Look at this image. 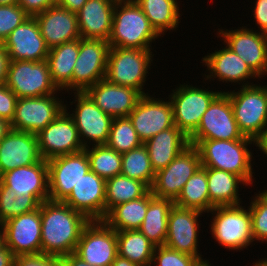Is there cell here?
<instances>
[{"label":"cell","instance_id":"cell-52","mask_svg":"<svg viewBox=\"0 0 267 266\" xmlns=\"http://www.w3.org/2000/svg\"><path fill=\"white\" fill-rule=\"evenodd\" d=\"M254 145L267 157V126L254 139Z\"/></svg>","mask_w":267,"mask_h":266},{"label":"cell","instance_id":"cell-21","mask_svg":"<svg viewBox=\"0 0 267 266\" xmlns=\"http://www.w3.org/2000/svg\"><path fill=\"white\" fill-rule=\"evenodd\" d=\"M225 47H221L220 50H215L214 52L208 53L206 56L202 57V64H204L207 69L205 78L206 81L218 80L220 83H233V86L240 85L249 86L253 85V82H249L250 79L260 78L249 68V66L241 59L239 55L233 52L224 43ZM209 71V72H208ZM235 83V85H234Z\"/></svg>","mask_w":267,"mask_h":266},{"label":"cell","instance_id":"cell-16","mask_svg":"<svg viewBox=\"0 0 267 266\" xmlns=\"http://www.w3.org/2000/svg\"><path fill=\"white\" fill-rule=\"evenodd\" d=\"M58 94L18 98L11 128L37 134L64 110V99Z\"/></svg>","mask_w":267,"mask_h":266},{"label":"cell","instance_id":"cell-36","mask_svg":"<svg viewBox=\"0 0 267 266\" xmlns=\"http://www.w3.org/2000/svg\"><path fill=\"white\" fill-rule=\"evenodd\" d=\"M105 217L116 205L143 197L150 188L143 182L116 175L106 180Z\"/></svg>","mask_w":267,"mask_h":266},{"label":"cell","instance_id":"cell-48","mask_svg":"<svg viewBox=\"0 0 267 266\" xmlns=\"http://www.w3.org/2000/svg\"><path fill=\"white\" fill-rule=\"evenodd\" d=\"M254 7L251 12L253 13L255 25L260 32L267 34V0H255Z\"/></svg>","mask_w":267,"mask_h":266},{"label":"cell","instance_id":"cell-22","mask_svg":"<svg viewBox=\"0 0 267 266\" xmlns=\"http://www.w3.org/2000/svg\"><path fill=\"white\" fill-rule=\"evenodd\" d=\"M106 180L89 170L63 201L90 221L105 218Z\"/></svg>","mask_w":267,"mask_h":266},{"label":"cell","instance_id":"cell-43","mask_svg":"<svg viewBox=\"0 0 267 266\" xmlns=\"http://www.w3.org/2000/svg\"><path fill=\"white\" fill-rule=\"evenodd\" d=\"M197 257L175 251L166 245L155 246L152 266H195Z\"/></svg>","mask_w":267,"mask_h":266},{"label":"cell","instance_id":"cell-28","mask_svg":"<svg viewBox=\"0 0 267 266\" xmlns=\"http://www.w3.org/2000/svg\"><path fill=\"white\" fill-rule=\"evenodd\" d=\"M115 4L113 0H87L77 12L80 37L108 41Z\"/></svg>","mask_w":267,"mask_h":266},{"label":"cell","instance_id":"cell-60","mask_svg":"<svg viewBox=\"0 0 267 266\" xmlns=\"http://www.w3.org/2000/svg\"><path fill=\"white\" fill-rule=\"evenodd\" d=\"M137 0H119V2H136Z\"/></svg>","mask_w":267,"mask_h":266},{"label":"cell","instance_id":"cell-20","mask_svg":"<svg viewBox=\"0 0 267 266\" xmlns=\"http://www.w3.org/2000/svg\"><path fill=\"white\" fill-rule=\"evenodd\" d=\"M2 227L5 246L15 257L41 254V204L32 212L7 220Z\"/></svg>","mask_w":267,"mask_h":266},{"label":"cell","instance_id":"cell-12","mask_svg":"<svg viewBox=\"0 0 267 266\" xmlns=\"http://www.w3.org/2000/svg\"><path fill=\"white\" fill-rule=\"evenodd\" d=\"M109 49L108 41L79 39V54L72 74V92H84L105 79Z\"/></svg>","mask_w":267,"mask_h":266},{"label":"cell","instance_id":"cell-24","mask_svg":"<svg viewBox=\"0 0 267 266\" xmlns=\"http://www.w3.org/2000/svg\"><path fill=\"white\" fill-rule=\"evenodd\" d=\"M34 17L49 49L81 38L77 13L58 4L34 15Z\"/></svg>","mask_w":267,"mask_h":266},{"label":"cell","instance_id":"cell-30","mask_svg":"<svg viewBox=\"0 0 267 266\" xmlns=\"http://www.w3.org/2000/svg\"><path fill=\"white\" fill-rule=\"evenodd\" d=\"M206 171L210 198V211L218 206L243 204L239 194V185L248 184L238 175L215 168L202 167Z\"/></svg>","mask_w":267,"mask_h":266},{"label":"cell","instance_id":"cell-49","mask_svg":"<svg viewBox=\"0 0 267 266\" xmlns=\"http://www.w3.org/2000/svg\"><path fill=\"white\" fill-rule=\"evenodd\" d=\"M10 61L7 49L0 43V85L6 84Z\"/></svg>","mask_w":267,"mask_h":266},{"label":"cell","instance_id":"cell-39","mask_svg":"<svg viewBox=\"0 0 267 266\" xmlns=\"http://www.w3.org/2000/svg\"><path fill=\"white\" fill-rule=\"evenodd\" d=\"M121 155V174L139 180L151 188L155 178V171L152 168L147 147L142 144L140 147Z\"/></svg>","mask_w":267,"mask_h":266},{"label":"cell","instance_id":"cell-14","mask_svg":"<svg viewBox=\"0 0 267 266\" xmlns=\"http://www.w3.org/2000/svg\"><path fill=\"white\" fill-rule=\"evenodd\" d=\"M36 136L39 151L44 160L85 149L76 125L65 109Z\"/></svg>","mask_w":267,"mask_h":266},{"label":"cell","instance_id":"cell-57","mask_svg":"<svg viewBox=\"0 0 267 266\" xmlns=\"http://www.w3.org/2000/svg\"><path fill=\"white\" fill-rule=\"evenodd\" d=\"M253 266H267V258H263V259H259L258 261L256 262H253L252 263Z\"/></svg>","mask_w":267,"mask_h":266},{"label":"cell","instance_id":"cell-19","mask_svg":"<svg viewBox=\"0 0 267 266\" xmlns=\"http://www.w3.org/2000/svg\"><path fill=\"white\" fill-rule=\"evenodd\" d=\"M154 95V97H153ZM153 95H142L135 109L128 115L140 140H147L174 126L173 109L170 100L155 98Z\"/></svg>","mask_w":267,"mask_h":266},{"label":"cell","instance_id":"cell-42","mask_svg":"<svg viewBox=\"0 0 267 266\" xmlns=\"http://www.w3.org/2000/svg\"><path fill=\"white\" fill-rule=\"evenodd\" d=\"M255 196V197H254ZM248 206L254 242L267 244V189L254 193Z\"/></svg>","mask_w":267,"mask_h":266},{"label":"cell","instance_id":"cell-44","mask_svg":"<svg viewBox=\"0 0 267 266\" xmlns=\"http://www.w3.org/2000/svg\"><path fill=\"white\" fill-rule=\"evenodd\" d=\"M29 15L18 5H0V43Z\"/></svg>","mask_w":267,"mask_h":266},{"label":"cell","instance_id":"cell-50","mask_svg":"<svg viewBox=\"0 0 267 266\" xmlns=\"http://www.w3.org/2000/svg\"><path fill=\"white\" fill-rule=\"evenodd\" d=\"M61 261L63 266H91L87 262L83 261L75 253H70L68 255L62 256Z\"/></svg>","mask_w":267,"mask_h":266},{"label":"cell","instance_id":"cell-54","mask_svg":"<svg viewBox=\"0 0 267 266\" xmlns=\"http://www.w3.org/2000/svg\"><path fill=\"white\" fill-rule=\"evenodd\" d=\"M11 122L4 118H0V142L11 130Z\"/></svg>","mask_w":267,"mask_h":266},{"label":"cell","instance_id":"cell-35","mask_svg":"<svg viewBox=\"0 0 267 266\" xmlns=\"http://www.w3.org/2000/svg\"><path fill=\"white\" fill-rule=\"evenodd\" d=\"M118 255L140 266H151L155 245L139 230L116 231Z\"/></svg>","mask_w":267,"mask_h":266},{"label":"cell","instance_id":"cell-2","mask_svg":"<svg viewBox=\"0 0 267 266\" xmlns=\"http://www.w3.org/2000/svg\"><path fill=\"white\" fill-rule=\"evenodd\" d=\"M189 144L197 148L201 167L234 173L240 176L249 187L254 185L252 184L255 179L252 168L255 163H252L254 154L248 149L252 144L254 146L253 139L245 137L239 140H189Z\"/></svg>","mask_w":267,"mask_h":266},{"label":"cell","instance_id":"cell-29","mask_svg":"<svg viewBox=\"0 0 267 266\" xmlns=\"http://www.w3.org/2000/svg\"><path fill=\"white\" fill-rule=\"evenodd\" d=\"M143 144L147 147L155 173L167 167L190 145L189 137L175 125L159 132Z\"/></svg>","mask_w":267,"mask_h":266},{"label":"cell","instance_id":"cell-17","mask_svg":"<svg viewBox=\"0 0 267 266\" xmlns=\"http://www.w3.org/2000/svg\"><path fill=\"white\" fill-rule=\"evenodd\" d=\"M75 254L91 266H111L117 251V235L104 221H90L83 229Z\"/></svg>","mask_w":267,"mask_h":266},{"label":"cell","instance_id":"cell-47","mask_svg":"<svg viewBox=\"0 0 267 266\" xmlns=\"http://www.w3.org/2000/svg\"><path fill=\"white\" fill-rule=\"evenodd\" d=\"M57 4V0H19L18 5L29 15L34 16Z\"/></svg>","mask_w":267,"mask_h":266},{"label":"cell","instance_id":"cell-33","mask_svg":"<svg viewBox=\"0 0 267 266\" xmlns=\"http://www.w3.org/2000/svg\"><path fill=\"white\" fill-rule=\"evenodd\" d=\"M178 0H137L151 26L164 36L169 30H177L180 23V8Z\"/></svg>","mask_w":267,"mask_h":266},{"label":"cell","instance_id":"cell-11","mask_svg":"<svg viewBox=\"0 0 267 266\" xmlns=\"http://www.w3.org/2000/svg\"><path fill=\"white\" fill-rule=\"evenodd\" d=\"M201 167L197 148L189 145L167 167L155 173L150 191L154 197L175 201L188 179Z\"/></svg>","mask_w":267,"mask_h":266},{"label":"cell","instance_id":"cell-31","mask_svg":"<svg viewBox=\"0 0 267 266\" xmlns=\"http://www.w3.org/2000/svg\"><path fill=\"white\" fill-rule=\"evenodd\" d=\"M79 54V39L49 49L47 62L53 83L61 91L72 92V74Z\"/></svg>","mask_w":267,"mask_h":266},{"label":"cell","instance_id":"cell-58","mask_svg":"<svg viewBox=\"0 0 267 266\" xmlns=\"http://www.w3.org/2000/svg\"><path fill=\"white\" fill-rule=\"evenodd\" d=\"M210 261L208 259H202V260H199L195 266H211V264H209Z\"/></svg>","mask_w":267,"mask_h":266},{"label":"cell","instance_id":"cell-25","mask_svg":"<svg viewBox=\"0 0 267 266\" xmlns=\"http://www.w3.org/2000/svg\"><path fill=\"white\" fill-rule=\"evenodd\" d=\"M84 92L104 113L113 118L128 117L142 96L134 88L115 85L106 79L100 80Z\"/></svg>","mask_w":267,"mask_h":266},{"label":"cell","instance_id":"cell-27","mask_svg":"<svg viewBox=\"0 0 267 266\" xmlns=\"http://www.w3.org/2000/svg\"><path fill=\"white\" fill-rule=\"evenodd\" d=\"M0 181L12 189L16 196H33L40 204L49 200L47 160L5 172L1 174Z\"/></svg>","mask_w":267,"mask_h":266},{"label":"cell","instance_id":"cell-9","mask_svg":"<svg viewBox=\"0 0 267 266\" xmlns=\"http://www.w3.org/2000/svg\"><path fill=\"white\" fill-rule=\"evenodd\" d=\"M5 85L18 98L40 97L62 92L51 79L47 60H11Z\"/></svg>","mask_w":267,"mask_h":266},{"label":"cell","instance_id":"cell-13","mask_svg":"<svg viewBox=\"0 0 267 266\" xmlns=\"http://www.w3.org/2000/svg\"><path fill=\"white\" fill-rule=\"evenodd\" d=\"M245 138L234 118L229 95L222 91L203 114L189 140H239Z\"/></svg>","mask_w":267,"mask_h":266},{"label":"cell","instance_id":"cell-3","mask_svg":"<svg viewBox=\"0 0 267 266\" xmlns=\"http://www.w3.org/2000/svg\"><path fill=\"white\" fill-rule=\"evenodd\" d=\"M159 37L161 38L136 2L115 4L108 40L110 47L153 50L151 45Z\"/></svg>","mask_w":267,"mask_h":266},{"label":"cell","instance_id":"cell-23","mask_svg":"<svg viewBox=\"0 0 267 266\" xmlns=\"http://www.w3.org/2000/svg\"><path fill=\"white\" fill-rule=\"evenodd\" d=\"M2 44L7 49L10 60L13 61L47 60L49 53L34 16L26 18Z\"/></svg>","mask_w":267,"mask_h":266},{"label":"cell","instance_id":"cell-37","mask_svg":"<svg viewBox=\"0 0 267 266\" xmlns=\"http://www.w3.org/2000/svg\"><path fill=\"white\" fill-rule=\"evenodd\" d=\"M174 205L195 209L203 213L210 211V198L206 171L200 167L185 183Z\"/></svg>","mask_w":267,"mask_h":266},{"label":"cell","instance_id":"cell-34","mask_svg":"<svg viewBox=\"0 0 267 266\" xmlns=\"http://www.w3.org/2000/svg\"><path fill=\"white\" fill-rule=\"evenodd\" d=\"M148 205L149 191L143 197L116 205L103 221L115 231L138 230L144 221Z\"/></svg>","mask_w":267,"mask_h":266},{"label":"cell","instance_id":"cell-1","mask_svg":"<svg viewBox=\"0 0 267 266\" xmlns=\"http://www.w3.org/2000/svg\"><path fill=\"white\" fill-rule=\"evenodd\" d=\"M90 220L63 202L41 203V254L62 257L75 253Z\"/></svg>","mask_w":267,"mask_h":266},{"label":"cell","instance_id":"cell-38","mask_svg":"<svg viewBox=\"0 0 267 266\" xmlns=\"http://www.w3.org/2000/svg\"><path fill=\"white\" fill-rule=\"evenodd\" d=\"M90 170L104 180L121 174L122 155L107 145L85 147Z\"/></svg>","mask_w":267,"mask_h":266},{"label":"cell","instance_id":"cell-55","mask_svg":"<svg viewBox=\"0 0 267 266\" xmlns=\"http://www.w3.org/2000/svg\"><path fill=\"white\" fill-rule=\"evenodd\" d=\"M111 266H140V265L131 262L127 258H123V257L117 255L115 257V260L112 262Z\"/></svg>","mask_w":267,"mask_h":266},{"label":"cell","instance_id":"cell-46","mask_svg":"<svg viewBox=\"0 0 267 266\" xmlns=\"http://www.w3.org/2000/svg\"><path fill=\"white\" fill-rule=\"evenodd\" d=\"M18 97L5 85H0V118L11 122L15 115Z\"/></svg>","mask_w":267,"mask_h":266},{"label":"cell","instance_id":"cell-41","mask_svg":"<svg viewBox=\"0 0 267 266\" xmlns=\"http://www.w3.org/2000/svg\"><path fill=\"white\" fill-rule=\"evenodd\" d=\"M143 144L129 117L113 118L109 138L106 143L108 147L117 153L123 154Z\"/></svg>","mask_w":267,"mask_h":266},{"label":"cell","instance_id":"cell-7","mask_svg":"<svg viewBox=\"0 0 267 266\" xmlns=\"http://www.w3.org/2000/svg\"><path fill=\"white\" fill-rule=\"evenodd\" d=\"M180 84L173 88L168 99L173 109L174 125L177 126L187 137H190L198 128L203 114L211 102L222 92L208 90L202 85Z\"/></svg>","mask_w":267,"mask_h":266},{"label":"cell","instance_id":"cell-5","mask_svg":"<svg viewBox=\"0 0 267 266\" xmlns=\"http://www.w3.org/2000/svg\"><path fill=\"white\" fill-rule=\"evenodd\" d=\"M211 213L210 232L215 242L227 250H243L253 245L251 215L249 208L239 205L214 207ZM229 248V249H228Z\"/></svg>","mask_w":267,"mask_h":266},{"label":"cell","instance_id":"cell-26","mask_svg":"<svg viewBox=\"0 0 267 266\" xmlns=\"http://www.w3.org/2000/svg\"><path fill=\"white\" fill-rule=\"evenodd\" d=\"M42 159L36 134L11 129L0 142V175Z\"/></svg>","mask_w":267,"mask_h":266},{"label":"cell","instance_id":"cell-40","mask_svg":"<svg viewBox=\"0 0 267 266\" xmlns=\"http://www.w3.org/2000/svg\"><path fill=\"white\" fill-rule=\"evenodd\" d=\"M40 203L33 196L16 193L0 181V224L7 220L38 209Z\"/></svg>","mask_w":267,"mask_h":266},{"label":"cell","instance_id":"cell-6","mask_svg":"<svg viewBox=\"0 0 267 266\" xmlns=\"http://www.w3.org/2000/svg\"><path fill=\"white\" fill-rule=\"evenodd\" d=\"M225 92L239 130L244 137L254 140L267 126V85L257 83Z\"/></svg>","mask_w":267,"mask_h":266},{"label":"cell","instance_id":"cell-18","mask_svg":"<svg viewBox=\"0 0 267 266\" xmlns=\"http://www.w3.org/2000/svg\"><path fill=\"white\" fill-rule=\"evenodd\" d=\"M202 214L205 213L173 205L168 215L167 236L164 245L202 260V254L198 250L199 228L201 227L198 221L203 216Z\"/></svg>","mask_w":267,"mask_h":266},{"label":"cell","instance_id":"cell-45","mask_svg":"<svg viewBox=\"0 0 267 266\" xmlns=\"http://www.w3.org/2000/svg\"><path fill=\"white\" fill-rule=\"evenodd\" d=\"M14 266H63L61 257L45 254L16 256Z\"/></svg>","mask_w":267,"mask_h":266},{"label":"cell","instance_id":"cell-4","mask_svg":"<svg viewBox=\"0 0 267 266\" xmlns=\"http://www.w3.org/2000/svg\"><path fill=\"white\" fill-rule=\"evenodd\" d=\"M153 53L138 48L110 47L105 79L115 85L134 88L142 95L149 94L144 86L156 55Z\"/></svg>","mask_w":267,"mask_h":266},{"label":"cell","instance_id":"cell-56","mask_svg":"<svg viewBox=\"0 0 267 266\" xmlns=\"http://www.w3.org/2000/svg\"><path fill=\"white\" fill-rule=\"evenodd\" d=\"M5 247V236L3 232V227L0 224V250H2Z\"/></svg>","mask_w":267,"mask_h":266},{"label":"cell","instance_id":"cell-59","mask_svg":"<svg viewBox=\"0 0 267 266\" xmlns=\"http://www.w3.org/2000/svg\"><path fill=\"white\" fill-rule=\"evenodd\" d=\"M19 0H0V5L18 4Z\"/></svg>","mask_w":267,"mask_h":266},{"label":"cell","instance_id":"cell-8","mask_svg":"<svg viewBox=\"0 0 267 266\" xmlns=\"http://www.w3.org/2000/svg\"><path fill=\"white\" fill-rule=\"evenodd\" d=\"M70 93H74L75 99L69 105L76 103L75 108L69 110L70 106L64 103V109L73 119L83 146L106 145L113 117L104 113L85 92Z\"/></svg>","mask_w":267,"mask_h":266},{"label":"cell","instance_id":"cell-32","mask_svg":"<svg viewBox=\"0 0 267 266\" xmlns=\"http://www.w3.org/2000/svg\"><path fill=\"white\" fill-rule=\"evenodd\" d=\"M174 201L154 197L149 190V205L140 228L138 229L155 246L165 244L168 215Z\"/></svg>","mask_w":267,"mask_h":266},{"label":"cell","instance_id":"cell-15","mask_svg":"<svg viewBox=\"0 0 267 266\" xmlns=\"http://www.w3.org/2000/svg\"><path fill=\"white\" fill-rule=\"evenodd\" d=\"M49 200L63 202L76 184L90 170L85 150L47 160Z\"/></svg>","mask_w":267,"mask_h":266},{"label":"cell","instance_id":"cell-10","mask_svg":"<svg viewBox=\"0 0 267 266\" xmlns=\"http://www.w3.org/2000/svg\"><path fill=\"white\" fill-rule=\"evenodd\" d=\"M217 35L259 78L267 75V34L251 27L238 26L234 30L218 28Z\"/></svg>","mask_w":267,"mask_h":266},{"label":"cell","instance_id":"cell-53","mask_svg":"<svg viewBox=\"0 0 267 266\" xmlns=\"http://www.w3.org/2000/svg\"><path fill=\"white\" fill-rule=\"evenodd\" d=\"M15 256L6 246L0 250V266H14Z\"/></svg>","mask_w":267,"mask_h":266},{"label":"cell","instance_id":"cell-51","mask_svg":"<svg viewBox=\"0 0 267 266\" xmlns=\"http://www.w3.org/2000/svg\"><path fill=\"white\" fill-rule=\"evenodd\" d=\"M86 2L87 0H57L58 5L74 13H77Z\"/></svg>","mask_w":267,"mask_h":266}]
</instances>
